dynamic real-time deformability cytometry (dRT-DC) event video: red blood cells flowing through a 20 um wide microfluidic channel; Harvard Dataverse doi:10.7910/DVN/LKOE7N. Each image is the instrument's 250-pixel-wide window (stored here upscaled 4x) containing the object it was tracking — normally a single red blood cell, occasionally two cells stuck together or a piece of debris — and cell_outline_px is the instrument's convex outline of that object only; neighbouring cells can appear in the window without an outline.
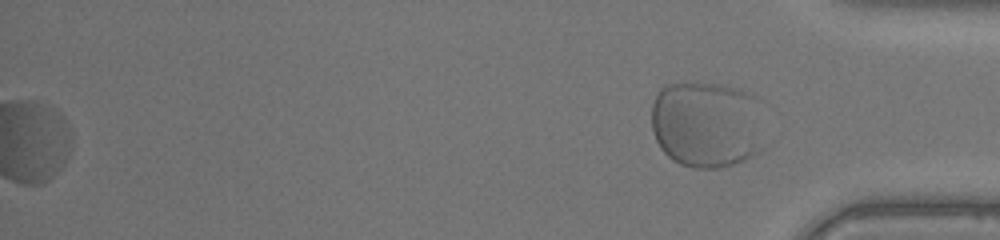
{"species": "human", "species_latin": "Homo sapiens", "temperature_condition": "warm", "stored_images_in_passage": 41, "segment_of_instrument_passage": [2, 2], "camera_frame_rate_fps": 3000, "um_per_image_px": 0.085, "donor": {"sex": "female"}, "frame": {"image": 1, "passage_image": 41, "time_ms": 13.333, "image_size_px": [1000, 240], "cell_outline_px": [[768, 148], [744, 160], [732, 164], [716, 168], [692, 168], [680, 164], [672, 160], [660, 148], [656, 140], [652, 128], [652, 104], [660, 88], [664, 84], [720, 84], [736, 88], [752, 96]], "centroid_in_image_um": [60.06, 10.62], "position_along_channel_um": 375.1, "area_um2": 57.51}}